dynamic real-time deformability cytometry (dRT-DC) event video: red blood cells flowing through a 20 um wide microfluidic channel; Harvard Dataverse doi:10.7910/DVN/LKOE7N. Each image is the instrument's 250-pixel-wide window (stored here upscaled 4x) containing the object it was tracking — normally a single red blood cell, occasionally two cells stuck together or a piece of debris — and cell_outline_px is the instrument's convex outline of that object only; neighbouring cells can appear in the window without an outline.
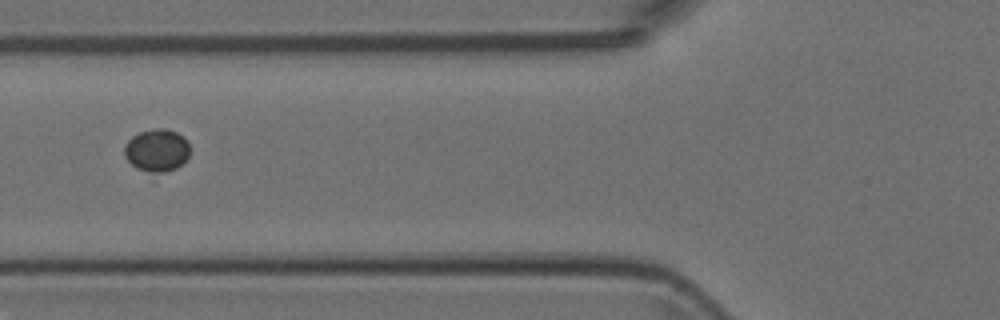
{"species": "Egyptian fruit bat (a non-hibernating species)", "species_latin": "Rousettus aegyptiacus", "temperature_condition": "room temperature", "stored_images_in_passage": 5, "camera_frame_rate_fps": 3000, "um_per_image_px": 0.085, "animal": {"sex": "female"}, "frame": {"image": 1, "passage_image": 2, "time_ms": 0.333, "image_size_px": [1000, 320], "cell_outline_px": [[188, 156], [176, 168], [152, 180], [136, 168], [124, 156], [124, 144], [132, 136], [140, 132], [156, 128], [164, 128], [176, 132], [184, 136], [188, 140]], "centroid_in_image_um": [13.29, 12.87], "position_along_channel_um": 112.5, "area_um2": 17.11}}
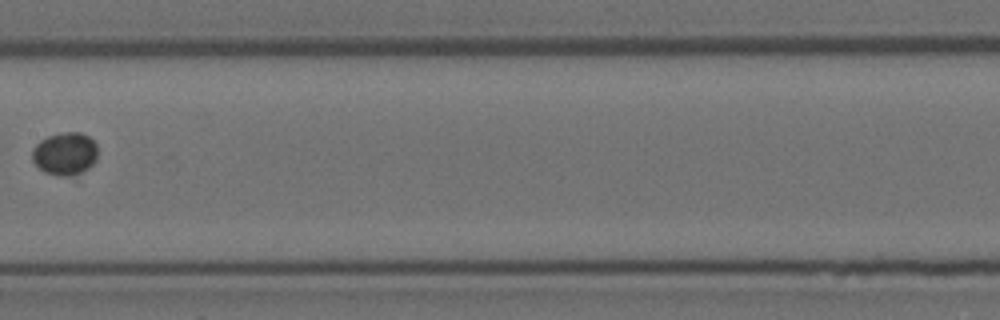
{"frame": {"image": 2, "passage_image": 4, "time_ms": 1.0, "image_size_px": [1000, 320], "cell_outline_px": [[96, 160], [88, 168], [72, 176], [60, 176], [44, 172], [32, 160], [32, 148], [40, 140], [48, 136], [60, 132], [80, 132], [88, 136], [96, 144]], "centroid_in_image_um": [5.5, 13.05], "position_along_channel_um": 201.9, "area_um2": 16.3}}
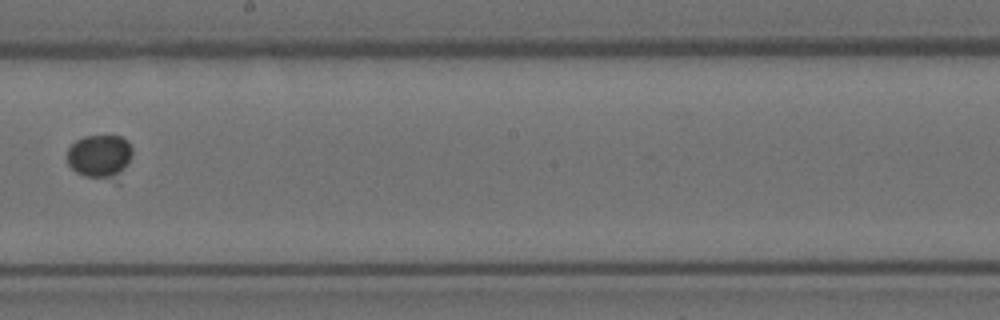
{"frame": {"image": 3, "passage_image": 5, "time_ms": 1.333, "image_size_px": [1000, 320], "cell_outline_px": [[132, 156], [120, 184], [116, 184], [84, 176], [76, 172], [68, 164], [68, 148], [76, 140], [84, 136], [120, 136], [128, 140], [132, 148]], "centroid_in_image_um": [8.57, 13.39], "position_along_channel_um": 239.6, "area_um2": 17.63}}